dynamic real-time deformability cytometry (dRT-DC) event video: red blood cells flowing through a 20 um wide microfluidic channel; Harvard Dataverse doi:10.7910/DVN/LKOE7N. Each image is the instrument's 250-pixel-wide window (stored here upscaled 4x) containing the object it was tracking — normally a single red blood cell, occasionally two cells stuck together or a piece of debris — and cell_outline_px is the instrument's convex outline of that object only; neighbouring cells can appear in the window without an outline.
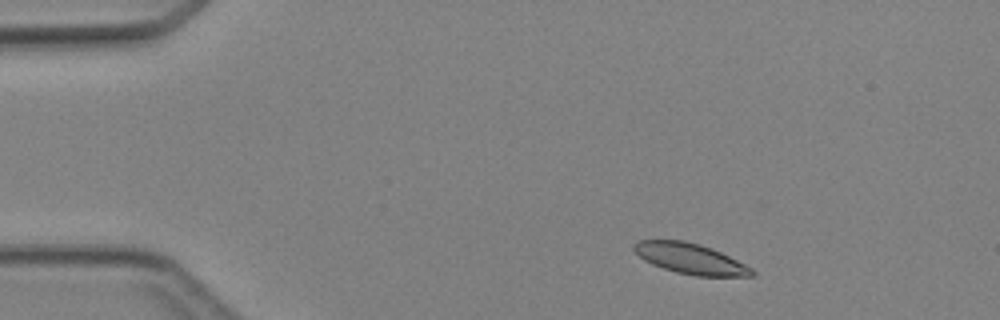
{"species": "Egyptian fruit bat (a non-hibernating species)", "species_latin": "Rousettus aegyptiacus", "temperature_condition": "cold", "stored_images_in_passage": 4, "camera_frame_rate_fps": 3000, "um_per_image_px": 0.085, "animal": {"sex": "female"}, "frame": {"image": 1, "passage_image": 1, "time_ms": 0.0, "image_size_px": [1000, 320], "cell_outline_px": [[756, 276], [696, 276], [676, 272], [652, 264], [644, 260], [632, 248], [632, 244], [640, 240], [684, 240], [700, 244], [712, 248], [752, 268], [756, 272]], "centroid_in_image_um": [58.68, 21.98], "position_along_channel_um": 26.3, "area_um2": 20.92}}
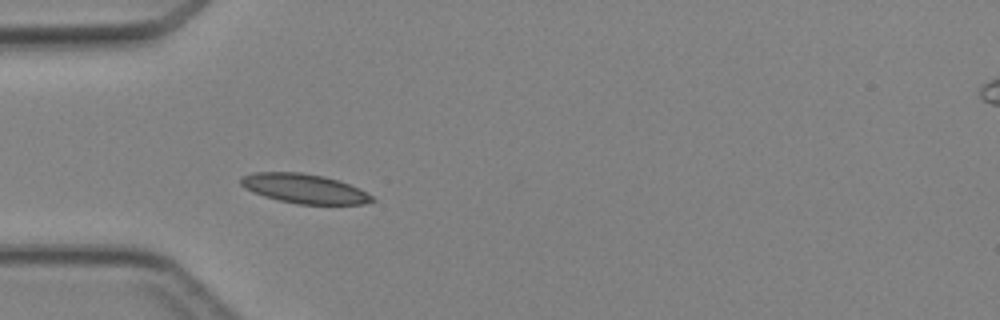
{"frame": {"image": 2, "passage_image": 3, "time_ms": 2.333, "image_size_px": [1000, 320], "cell_outline_px": [[376, 200], [364, 204], [296, 204], [264, 196], [252, 192], [244, 188], [240, 184], [240, 176], [252, 172], [300, 172], [324, 176], [348, 184], [372, 196]], "centroid_in_image_um": [25.79, 16.02], "position_along_channel_um": 59.2, "area_um2": 22.37}}